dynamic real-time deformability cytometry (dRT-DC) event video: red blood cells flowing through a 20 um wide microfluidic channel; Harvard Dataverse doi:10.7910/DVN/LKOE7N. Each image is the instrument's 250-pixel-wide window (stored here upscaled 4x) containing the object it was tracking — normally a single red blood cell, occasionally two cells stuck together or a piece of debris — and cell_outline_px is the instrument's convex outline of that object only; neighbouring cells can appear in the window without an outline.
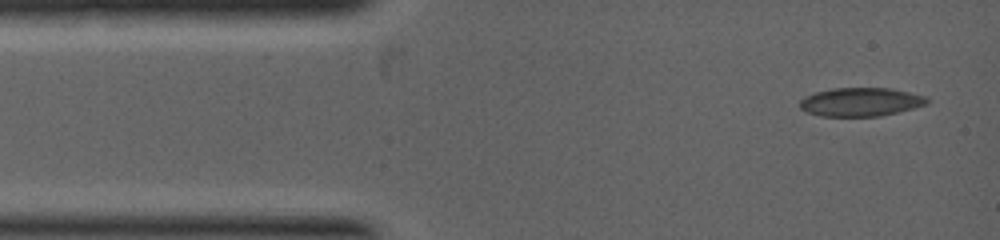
{"species": "common noctule bat (a hibernating species)", "species_latin": "Nyctalus noctula", "temperature_condition": "warm", "stored_images_in_passage": 2, "camera_frame_rate_fps": 5000, "um_per_image_px": 0.085, "animal": {"sex": "female", "body_mass_g": 19.0, "forearm_length_mm": 53.3}, "frame": {"image": 1, "passage_image": 1, "time_ms": 0.0, "image_size_px": [1000, 240], "cell_outline_px": [[928, 104], [880, 116], [820, 116], [808, 112], [800, 108], [800, 100], [804, 96], [816, 92], [832, 88], [892, 88], [928, 96]], "centroid_in_image_um": [73.17, 8.65], "position_along_channel_um": 11.8, "area_um2": 21.21}}